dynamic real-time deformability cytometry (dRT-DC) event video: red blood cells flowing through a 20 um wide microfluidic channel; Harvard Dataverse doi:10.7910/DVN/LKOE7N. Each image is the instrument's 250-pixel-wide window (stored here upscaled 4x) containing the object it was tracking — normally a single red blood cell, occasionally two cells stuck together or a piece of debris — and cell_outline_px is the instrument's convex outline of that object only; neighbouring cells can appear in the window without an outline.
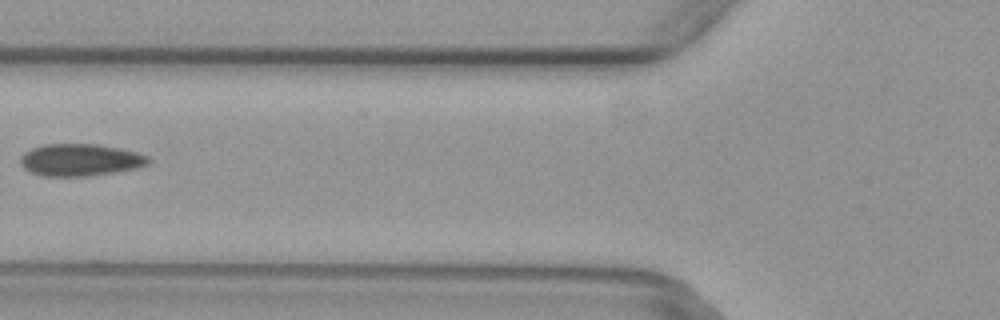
{"species": "common noctule bat (a hibernating species)", "species_latin": "Nyctalus noctula", "temperature_condition": "warm", "stored_images_in_passage": 5, "camera_frame_rate_fps": 3000, "um_per_image_px": 0.085, "animal": {"sex": "female", "body_mass_g": 29.2, "forearm_length_mm": 56.3}, "frame": {"image": 1, "passage_image": 4, "time_ms": 1.0, "image_size_px": [1000, 320], "cell_outline_px": [[152, 160], [148, 164], [140, 168], [92, 176], [40, 176], [24, 168], [20, 164], [20, 156], [24, 152], [32, 148], [44, 144], [100, 144], [120, 148], [136, 152], [148, 156]], "centroid_in_image_um": [6.85, 13.6], "position_along_channel_um": 119.0, "area_um2": 24.33}}